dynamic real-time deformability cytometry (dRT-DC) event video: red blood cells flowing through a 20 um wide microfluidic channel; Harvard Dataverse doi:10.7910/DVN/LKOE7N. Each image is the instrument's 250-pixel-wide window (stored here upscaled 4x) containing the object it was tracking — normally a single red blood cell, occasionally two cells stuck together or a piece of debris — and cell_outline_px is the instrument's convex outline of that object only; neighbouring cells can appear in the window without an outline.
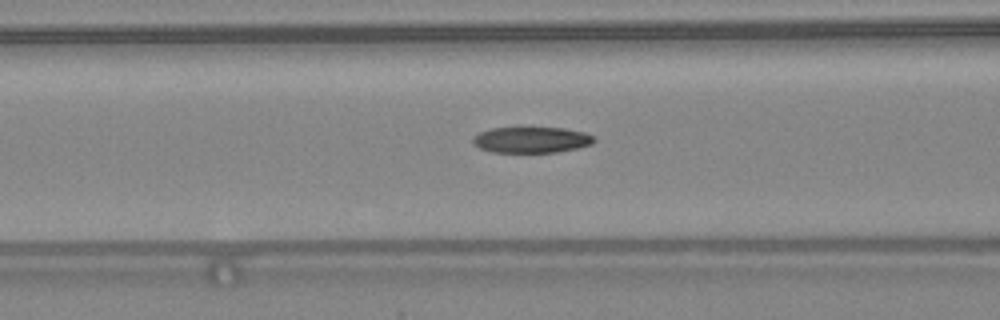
{"species": "common noctule bat (a hibernating species)", "species_latin": "Nyctalus noctula", "temperature_condition": "warm", "stored_images_in_passage": 32, "camera_frame_rate_fps": 3000, "um_per_image_px": 0.085, "animal": {"sex": "female", "body_mass_g": 24.6, "forearm_length_mm": 56.2}, "frame": {"image": 1, "passage_image": 9, "time_ms": 2.667, "image_size_px": [1000, 320], "cell_outline_px": [[596, 140], [592, 144], [576, 148], [556, 152], [492, 152], [480, 148], [472, 144], [472, 136], [480, 132], [492, 128], [564, 128], [584, 132], [592, 136]], "centroid_in_image_um": [45.14, 11.89], "position_along_channel_um": 121.5, "area_um2": 18.26}}
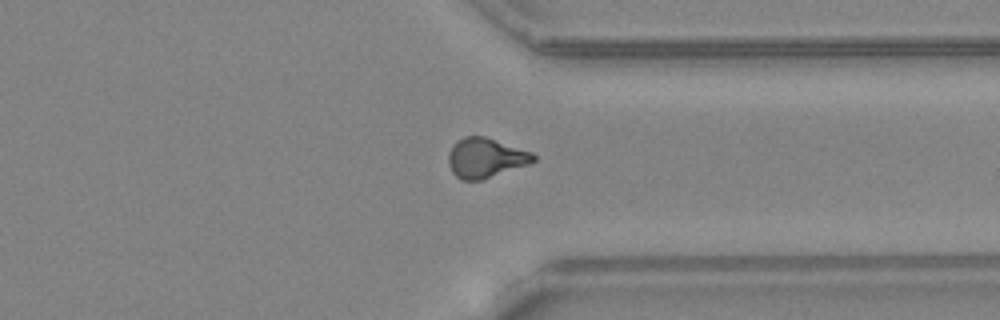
{"frame": {"image": 2, "passage_image": 26, "time_ms": 8.333, "image_size_px": [1000, 320], "cell_outline_px": [[536, 160], [528, 164], [480, 180], [460, 180], [452, 172], [448, 164], [448, 152], [452, 144], [456, 140], [464, 136], [484, 136], [532, 152], [536, 156]], "centroid_in_image_um": [41.23, 13.41], "position_along_channel_um": 370.2, "area_um2": 19.65}}
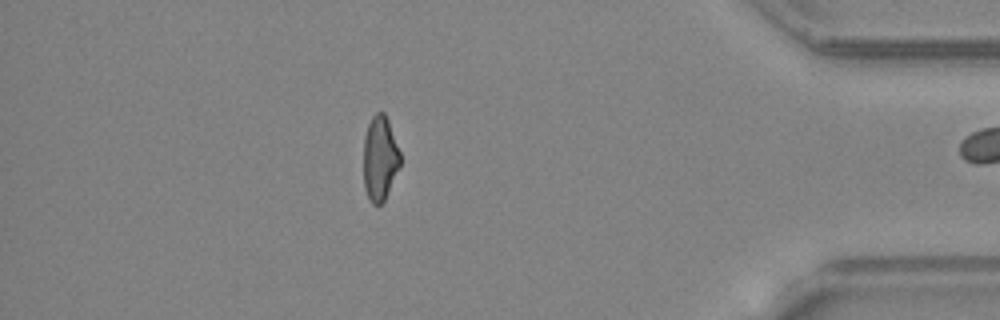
{"frame": {"image": 3, "passage_image": 31, "time_ms": 10.0, "image_size_px": [1000, 320], "cell_outline_px": [[400, 164], [384, 200], [380, 204], [372, 204], [364, 188], [364, 136], [368, 124], [372, 116], [376, 112], [384, 112], [388, 120], [400, 152]], "centroid_in_image_um": [32.28, 13.43], "position_along_channel_um": 402.9, "area_um2": 17.86}}